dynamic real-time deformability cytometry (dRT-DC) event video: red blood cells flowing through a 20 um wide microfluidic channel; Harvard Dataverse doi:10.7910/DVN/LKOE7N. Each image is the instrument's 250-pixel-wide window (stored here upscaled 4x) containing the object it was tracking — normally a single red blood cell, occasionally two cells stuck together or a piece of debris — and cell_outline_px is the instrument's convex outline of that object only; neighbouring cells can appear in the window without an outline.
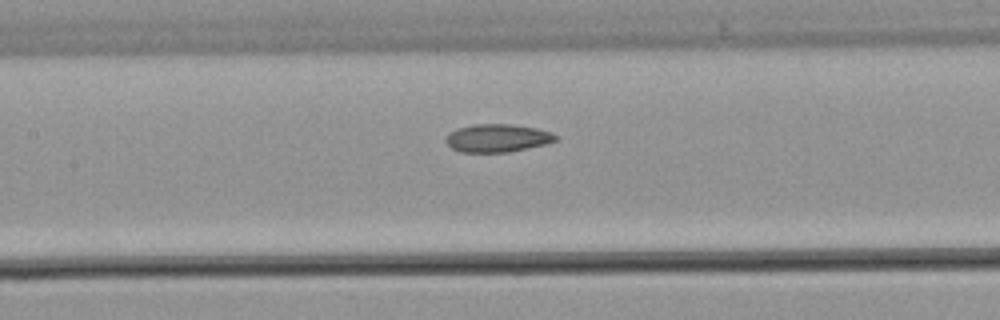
{"species": "common noctule bat (a hibernating species)", "species_latin": "Nyctalus noctula", "temperature_condition": "warm", "stored_images_in_passage": 28, "camera_frame_rate_fps": 3000, "um_per_image_px": 0.085, "animal": {"sex": "male", "body_mass_g": 21.5, "forearm_length_mm": 52.0}, "frame": {"image": 1, "passage_image": 13, "time_ms": 4.0, "image_size_px": [1000, 320], "cell_outline_px": [[556, 140], [548, 144], [508, 152], [460, 152], [452, 148], [444, 140], [456, 128], [472, 124], [508, 124], [536, 128], [552, 132], [556, 136]], "centroid_in_image_um": [42.29, 11.74], "position_along_channel_um": 165.1, "area_um2": 17.86}}
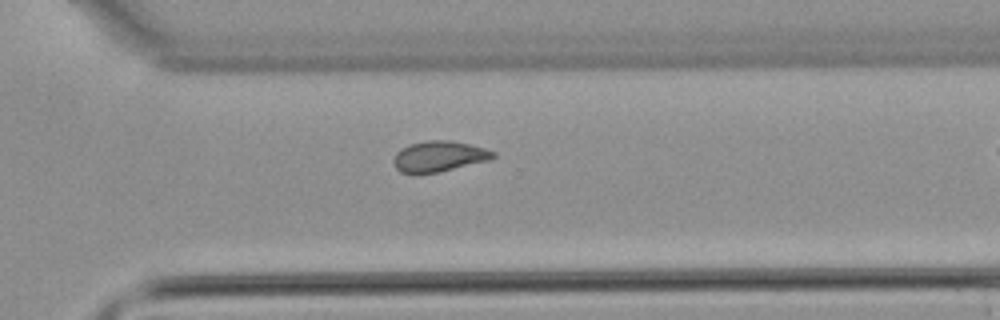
{"frame": {"image": 2, "passage_image": 24, "time_ms": 7.667, "image_size_px": [1000, 320], "cell_outline_px": [[496, 156], [488, 160], [436, 172], [416, 176], [400, 172], [396, 168], [392, 160], [396, 152], [400, 148], [408, 144], [428, 140], [448, 140], [468, 144], [484, 148], [496, 152]], "centroid_in_image_um": [37.23, 13.3], "position_along_channel_um": 333.4, "area_um2": 17.98}}